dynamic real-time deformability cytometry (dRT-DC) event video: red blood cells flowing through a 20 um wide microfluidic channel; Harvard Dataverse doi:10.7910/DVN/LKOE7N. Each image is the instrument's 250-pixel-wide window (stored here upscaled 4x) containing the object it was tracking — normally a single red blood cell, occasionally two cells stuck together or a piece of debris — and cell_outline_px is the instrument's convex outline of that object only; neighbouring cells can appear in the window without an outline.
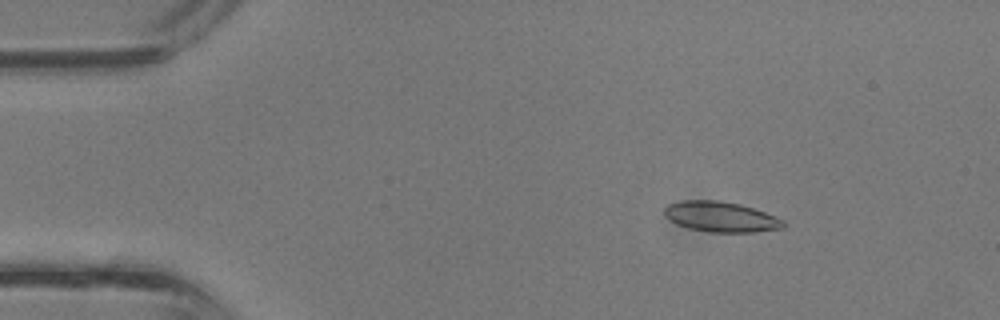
{"species": "common noctule bat (a hibernating species)", "species_latin": "Nyctalus noctula", "temperature_condition": "room temperature", "stored_images_in_passage": 33, "camera_frame_rate_fps": 3000, "um_per_image_px": 0.085, "animal": {"sex": "male", "body_mass_g": 13.3}, "frame": {"image": 1, "passage_image": 1, "time_ms": 0.0, "image_size_px": [1000, 320], "cell_outline_px": [[784, 228], [756, 232], [708, 232], [688, 228], [676, 224], [664, 216], [664, 208], [668, 204], [680, 200], [716, 200], [740, 204], [764, 212], [784, 220]], "centroid_in_image_um": [61.23, 18.43], "position_along_channel_um": 23.8, "area_um2": 21.1}}
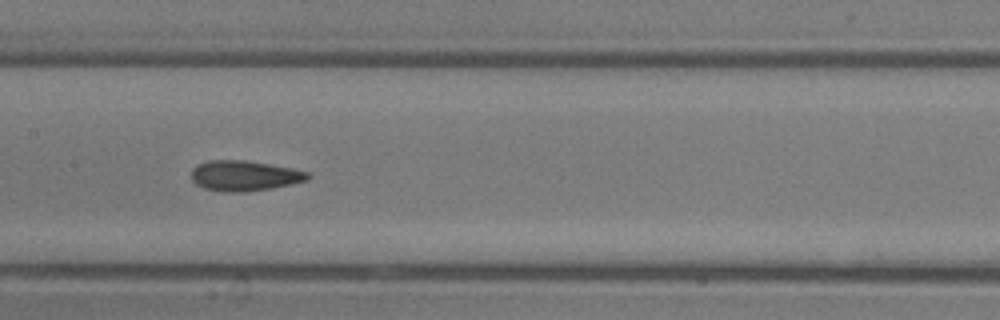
{"frame": {"image": 2, "passage_image": 14, "time_ms": 4.333, "image_size_px": [1000, 320], "cell_outline_px": [[312, 176], [308, 180], [272, 188], [244, 192], [220, 192], [204, 188], [196, 184], [192, 180], [192, 168], [196, 164], [208, 160], [244, 160], [292, 168], [308, 172]], "centroid_in_image_um": [20.75, 14.94], "position_along_channel_um": 186.6, "area_um2": 20.69}}
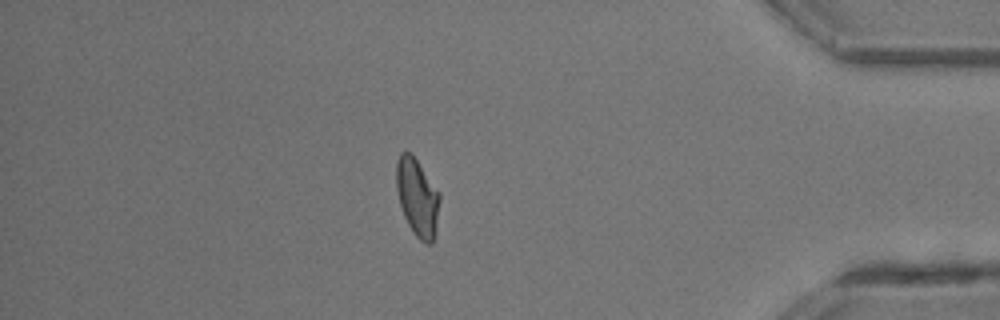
{"frame": {"image": 3, "passage_image": 28, "time_ms": 9.0, "image_size_px": [1000, 320], "cell_outline_px": [[440, 200], [436, 232], [432, 244], [428, 244], [420, 240], [412, 232], [404, 216], [400, 204], [396, 188], [396, 160], [400, 152], [412, 152], [440, 192]], "centroid_in_image_um": [35.48, 16.75], "position_along_channel_um": 399.7, "area_um2": 20.0}}